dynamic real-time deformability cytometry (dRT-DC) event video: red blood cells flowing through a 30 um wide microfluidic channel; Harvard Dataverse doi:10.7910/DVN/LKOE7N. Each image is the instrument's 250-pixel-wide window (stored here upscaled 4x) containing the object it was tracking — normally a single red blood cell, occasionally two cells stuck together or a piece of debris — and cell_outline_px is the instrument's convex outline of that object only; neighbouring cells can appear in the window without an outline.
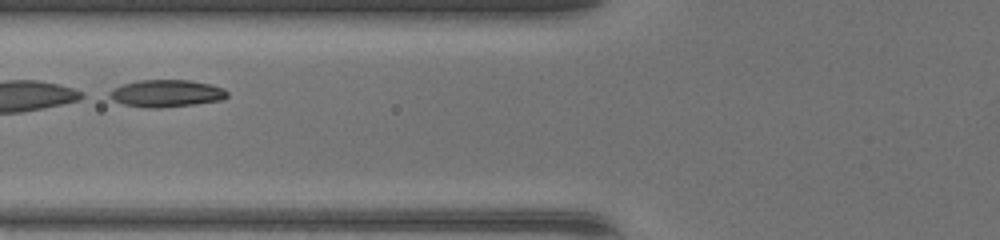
{"species": "common noctule bat (a hibernating species)", "species_latin": "Nyctalus noctula", "temperature_condition": "warm", "stored_images_in_passage": 36, "segment_of_instrument_passage": [2, 2], "camera_frame_rate_fps": 3000, "um_per_image_px": 0.085, "animal": {"sex": "female", "body_mass_g": 17.0, "forearm_length_mm": 48.0}, "frame": {"image": 1, "passage_image": 9, "time_ms": 2.667, "image_size_px": [1000, 240], "cell_outline_px": [[228, 96], [220, 100], [196, 104], [160, 108], [148, 108], [124, 104], [112, 100], [108, 96], [108, 92], [112, 88], [136, 80], [188, 80], [212, 84], [224, 88], [228, 92]], "centroid_in_image_um": [14.13, 7.93], "position_along_channel_um": 111.7, "area_um2": 18.84}}
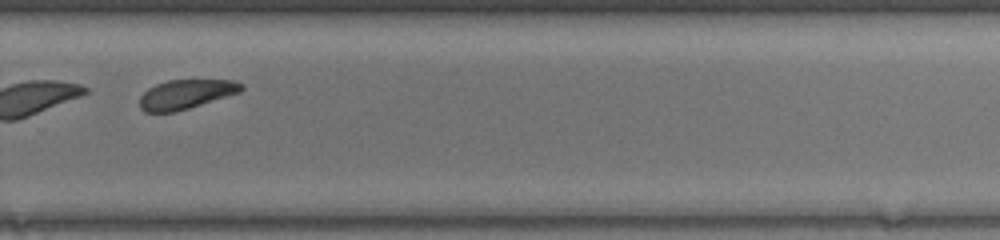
{"frame": {"image": 2, "passage_image": 23, "time_ms": 7.333, "image_size_px": [1000, 240], "cell_outline_px": [[244, 88], [240, 92], [176, 112], [144, 112], [140, 108], [140, 96], [148, 88], [156, 84], [168, 80], [232, 80], [244, 84]], "centroid_in_image_um": [15.79, 8.01], "position_along_channel_um": 314.0, "area_um2": 17.34}}
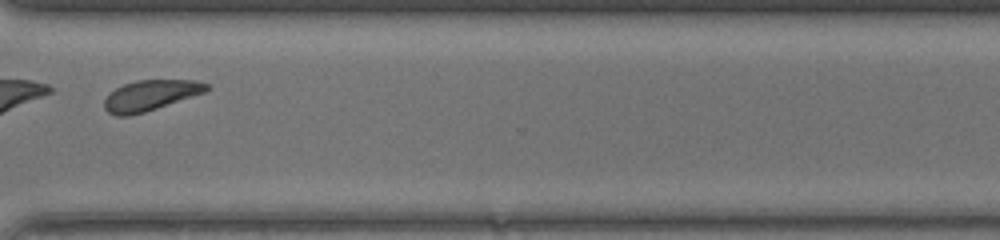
{"frame": {"image": 3, "passage_image": 26, "time_ms": 8.333, "image_size_px": [1000, 240], "cell_outline_px": [[212, 88], [204, 92], [144, 112], [128, 116], [116, 116], [108, 112], [104, 108], [104, 100], [108, 92], [124, 84], [136, 80], [196, 80], [208, 84]], "centroid_in_image_um": [12.75, 8.1], "position_along_channel_um": 357.8, "area_um2": 18.09}}